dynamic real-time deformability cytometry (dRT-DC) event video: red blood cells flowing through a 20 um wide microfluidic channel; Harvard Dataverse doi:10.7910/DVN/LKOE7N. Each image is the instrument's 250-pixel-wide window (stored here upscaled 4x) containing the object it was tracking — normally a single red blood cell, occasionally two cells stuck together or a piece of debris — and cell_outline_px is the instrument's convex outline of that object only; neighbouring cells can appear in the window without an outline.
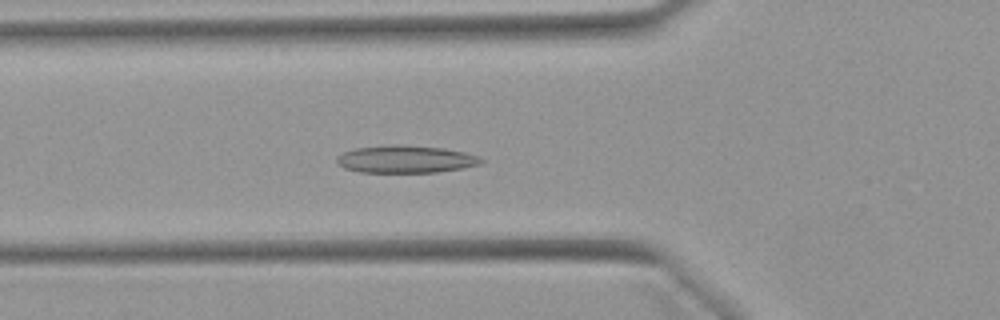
{"species": "Egyptian fruit bat (a non-hibernating species)", "species_latin": "Rousettus aegyptiacus", "temperature_condition": "warm", "stored_images_in_passage": 44, "camera_frame_rate_fps": 3000, "um_per_image_px": 0.085, "animal": {"sex": "female"}, "frame": {"image": 1, "passage_image": 18, "time_ms": 5.667, "image_size_px": [1000, 320], "cell_outline_px": [[484, 160], [480, 164], [460, 168], [436, 172], [360, 172], [344, 168], [336, 164], [336, 156], [344, 152], [356, 148], [392, 144], [396, 144], [444, 148], [464, 152], [480, 156]], "centroid_in_image_um": [34.45, 13.52], "position_along_channel_um": 91.4, "area_um2": 23.12}}
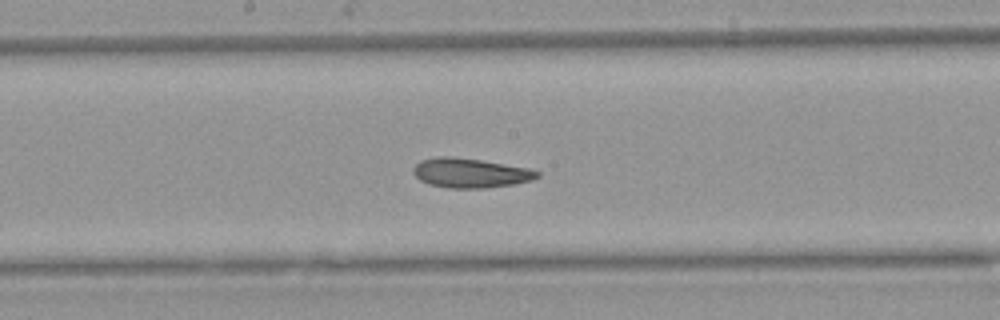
{"frame": {"image": 2, "passage_image": 27, "time_ms": 8.667, "image_size_px": [1000, 320], "cell_outline_px": [[540, 176], [532, 180], [512, 184], [484, 188], [448, 188], [428, 184], [420, 180], [412, 172], [412, 168], [420, 160], [436, 156], [452, 156], [480, 160], [532, 168], [540, 172]], "centroid_in_image_um": [39.97, 14.69], "position_along_channel_um": 208.2, "area_um2": 21.5}}
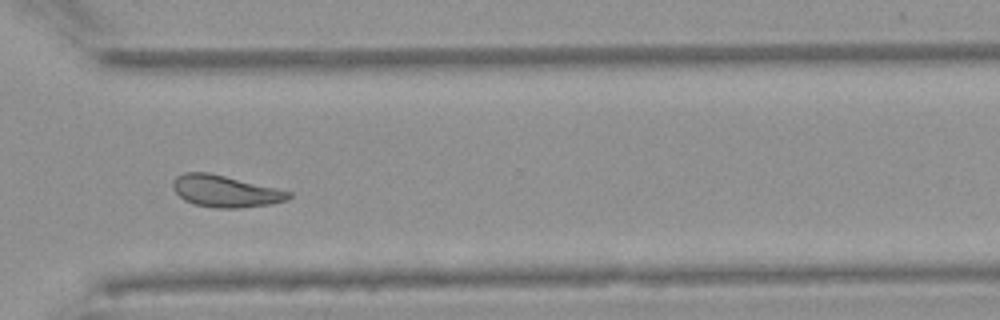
{"frame": {"image": 3, "passage_image": 38, "time_ms": 12.333, "image_size_px": [1000, 320], "cell_outline_px": [[292, 196], [288, 200], [272, 204], [240, 208], [220, 208], [196, 204], [184, 200], [176, 192], [172, 184], [176, 176], [184, 172], [208, 172], [276, 188], [292, 192]], "centroid_in_image_um": [19.18, 16.25], "position_along_channel_um": 351.4, "area_um2": 21.27}, "authors_computed_cell_mechanics": {"area_um2": 22.6287, "velocity_mm_per_s": 3.9021, "shape_relaxation_time_tau1_ms": null, "shape_relaxation_time_tau2_ms": 3.4469, "deformation_change_tau1": null, "deformation_change_tau2": 0.0986}}